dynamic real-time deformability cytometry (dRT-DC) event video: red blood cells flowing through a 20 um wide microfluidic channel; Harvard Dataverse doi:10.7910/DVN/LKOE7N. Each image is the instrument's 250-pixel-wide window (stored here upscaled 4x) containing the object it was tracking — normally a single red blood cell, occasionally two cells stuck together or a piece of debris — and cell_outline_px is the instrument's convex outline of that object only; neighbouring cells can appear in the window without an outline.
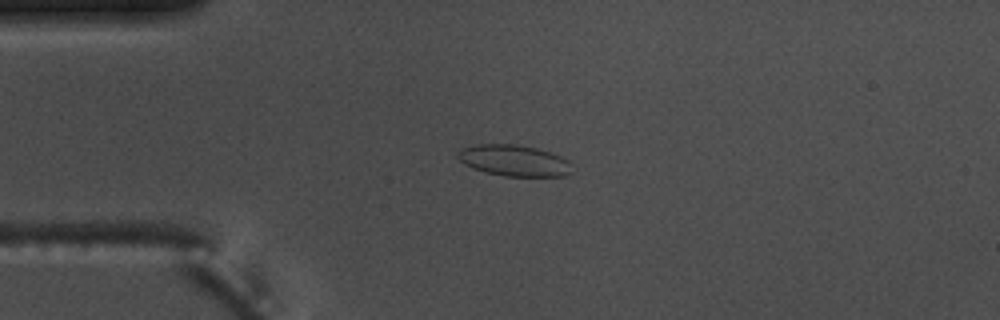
{"species": "common noctule bat (a hibernating species)", "species_latin": "Nyctalus noctula", "temperature_condition": "warm", "stored_images_in_passage": 5, "camera_frame_rate_fps": 3000, "um_per_image_px": 0.085, "animal": {"sex": "male", "body_mass_g": 17.5, "forearm_length_mm": 52.3}, "frame": {"image": 1, "passage_image": 4, "time_ms": 1.0, "image_size_px": [1000, 320], "cell_outline_px": [[572, 172], [564, 176], [504, 176], [484, 172], [472, 168], [464, 164], [456, 156], [460, 148], [476, 144], [516, 144], [536, 148], [560, 156], [568, 160]], "centroid_in_image_um": [43.65, 13.64], "position_along_channel_um": 41.4, "area_um2": 20.81}}